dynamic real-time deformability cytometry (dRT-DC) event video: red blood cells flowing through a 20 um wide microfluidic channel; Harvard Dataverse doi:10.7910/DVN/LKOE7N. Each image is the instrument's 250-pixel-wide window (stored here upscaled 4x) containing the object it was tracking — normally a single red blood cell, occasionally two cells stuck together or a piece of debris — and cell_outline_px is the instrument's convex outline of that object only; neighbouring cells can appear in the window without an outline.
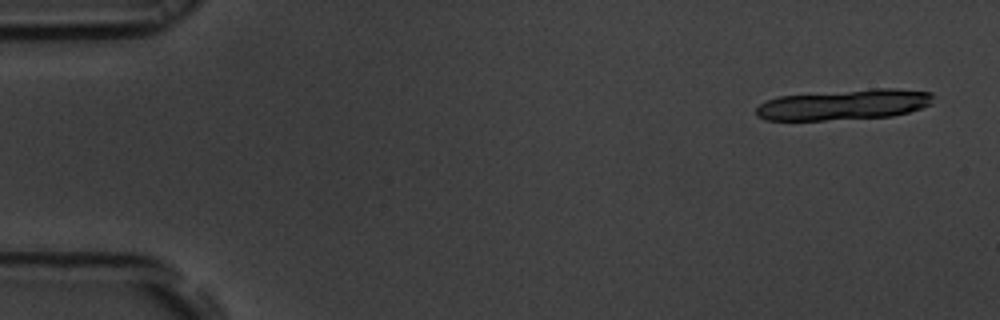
{"species": "common noctule bat (a hibernating species)", "species_latin": "Nyctalus noctula", "temperature_condition": "room temperature", "stored_images_in_passage": 18, "camera_frame_rate_fps": 3000, "um_per_image_px": 0.085, "animal": {"sex": "male", "body_mass_g": 19.5, "forearm_length_mm": 54.6}, "frame": {"image": 1, "passage_image": 3, "time_ms": 0.667, "image_size_px": [1000, 320], "cell_outline_px": [[932, 104], [908, 112], [892, 116], [824, 120], [764, 120], [756, 116], [756, 108], [760, 104], [768, 100], [780, 96], [876, 88], [896, 88], [932, 92]], "centroid_in_image_um": [71.75, 8.89], "position_along_channel_um": 13.2, "area_um2": 31.33}}